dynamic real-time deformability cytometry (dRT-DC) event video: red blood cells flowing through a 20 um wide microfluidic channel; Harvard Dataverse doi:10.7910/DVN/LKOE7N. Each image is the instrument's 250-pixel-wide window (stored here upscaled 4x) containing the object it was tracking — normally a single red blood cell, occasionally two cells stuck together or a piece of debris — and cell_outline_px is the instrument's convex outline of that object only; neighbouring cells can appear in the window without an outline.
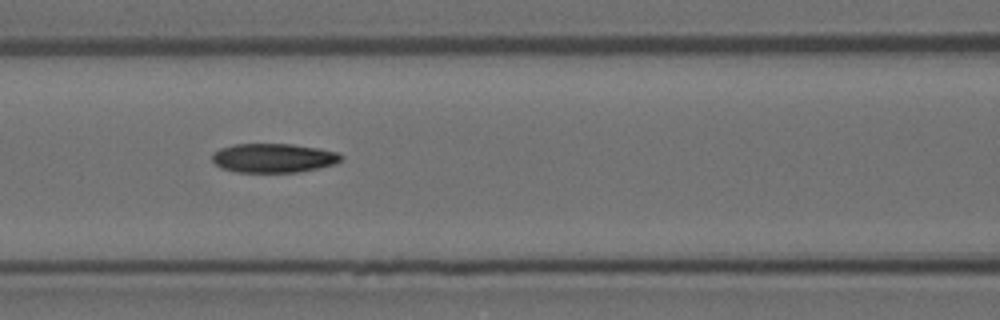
{"species": "Egyptian fruit bat (a non-hibernating species)", "species_latin": "Rousettus aegyptiacus", "temperature_condition": "room temperature", "stored_images_in_passage": 14, "camera_frame_rate_fps": 3000, "um_per_image_px": 0.085, "animal": {"sex": "female"}, "frame": {"image": 1, "passage_image": 6, "time_ms": 1.667, "image_size_px": [1000, 320], "cell_outline_px": [[344, 156], [336, 164], [296, 172], [236, 172], [224, 168], [216, 164], [212, 160], [212, 152], [220, 148], [232, 144], [292, 144], [320, 148], [336, 152]], "centroid_in_image_um": [23.24, 13.42], "position_along_channel_um": 143.4, "area_um2": 21.85}}
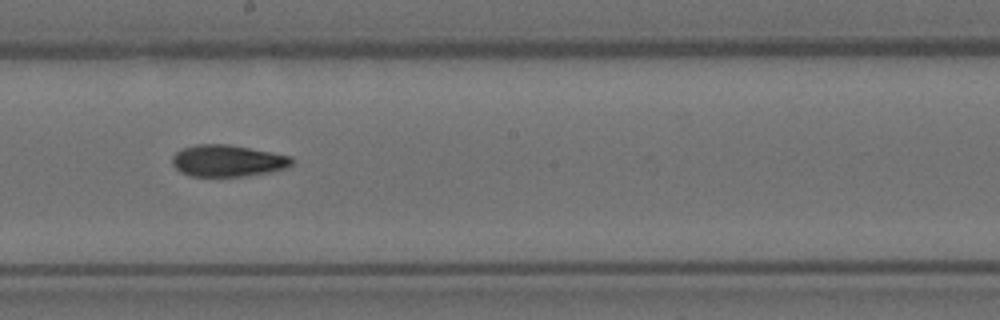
{"frame": {"image": 2, "passage_image": 8, "time_ms": 2.333, "image_size_px": [1000, 320], "cell_outline_px": [[292, 164], [288, 168], [268, 172], [244, 176], [188, 176], [180, 172], [172, 164], [172, 156], [176, 152], [184, 148], [196, 144], [228, 144], [272, 152], [292, 156]], "centroid_in_image_um": [19.34, 13.66], "position_along_channel_um": 228.9, "area_um2": 22.14}}
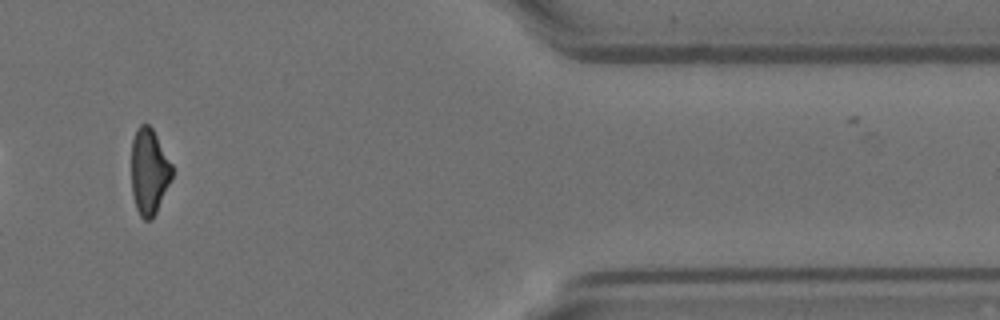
{"frame": {"image": 3, "passage_image": 12, "time_ms": 3.667, "image_size_px": [1000, 320], "cell_outline_px": [[172, 176], [156, 212], [152, 220], [144, 220], [140, 216], [136, 208], [132, 192], [132, 140], [136, 128], [140, 124], [148, 124], [152, 128], [172, 164]], "centroid_in_image_um": [12.66, 14.57], "position_along_channel_um": 398.7, "area_um2": 20.17}}